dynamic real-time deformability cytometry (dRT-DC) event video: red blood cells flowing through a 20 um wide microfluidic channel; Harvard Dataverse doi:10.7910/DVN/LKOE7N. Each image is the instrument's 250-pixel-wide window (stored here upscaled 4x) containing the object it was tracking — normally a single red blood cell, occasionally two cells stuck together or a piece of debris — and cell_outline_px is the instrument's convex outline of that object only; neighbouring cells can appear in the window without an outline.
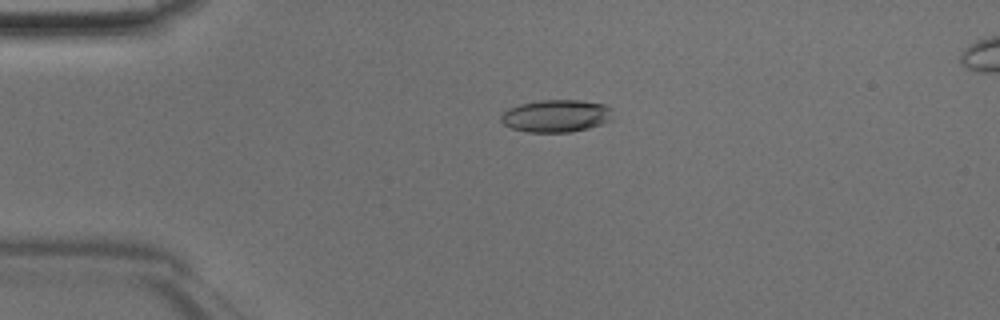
{"species": "Egyptian fruit bat (a non-hibernating species)", "species_latin": "Rousettus aegyptiacus", "temperature_condition": "room temperature", "stored_images_in_passage": 40, "camera_frame_rate_fps": 3000, "um_per_image_px": 0.085, "animal": {"sex": "male"}, "frame": {"image": 1, "passage_image": 4, "time_ms": 1.0, "image_size_px": [1000, 320], "cell_outline_px": [[612, 120], [588, 128], [568, 132], [528, 132], [512, 128], [504, 124], [500, 120], [500, 116], [508, 108], [520, 104], [540, 100], [580, 100], [604, 104], [612, 108]], "centroid_in_image_um": [47.28, 9.84], "position_along_channel_um": 37.7, "area_um2": 21.15}}
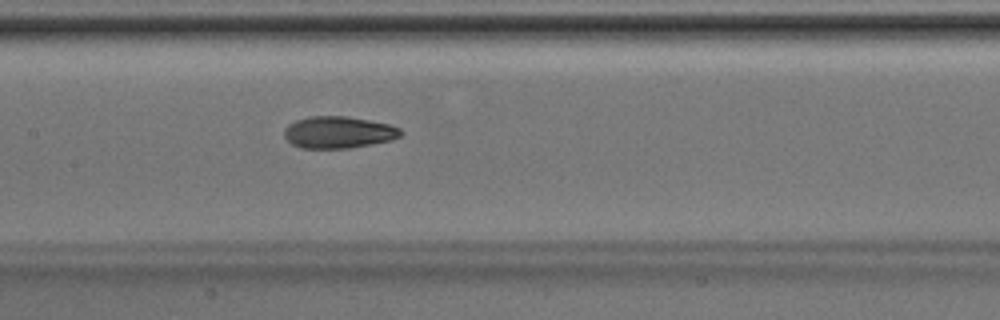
{"frame": {"image": 2, "passage_image": 16, "time_ms": 5.0, "image_size_px": [1000, 320], "cell_outline_px": [[404, 132], [400, 136], [392, 140], [372, 144], [348, 148], [300, 148], [292, 144], [284, 136], [284, 128], [288, 124], [296, 120], [308, 116], [348, 116], [388, 124], [400, 128]], "centroid_in_image_um": [28.76, 11.24], "position_along_channel_um": 178.6, "area_um2": 21.73}}
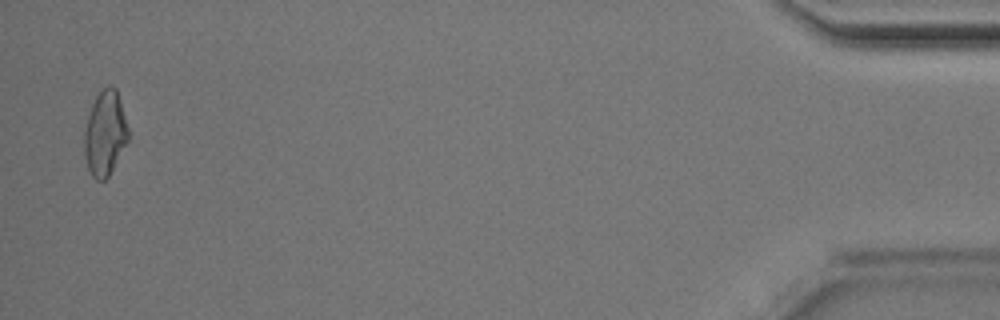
{"frame": {"image": 3, "passage_image": 39, "time_ms": 12.667, "image_size_px": [1000, 320], "cell_outline_px": [[128, 140], [108, 176], [104, 180], [96, 180], [92, 176], [88, 168], [84, 152], [84, 132], [88, 116], [92, 104], [96, 96], [104, 88], [116, 88], [128, 128]], "centroid_in_image_um": [8.91, 11.36], "position_along_channel_um": 426.3, "area_um2": 21.15}}